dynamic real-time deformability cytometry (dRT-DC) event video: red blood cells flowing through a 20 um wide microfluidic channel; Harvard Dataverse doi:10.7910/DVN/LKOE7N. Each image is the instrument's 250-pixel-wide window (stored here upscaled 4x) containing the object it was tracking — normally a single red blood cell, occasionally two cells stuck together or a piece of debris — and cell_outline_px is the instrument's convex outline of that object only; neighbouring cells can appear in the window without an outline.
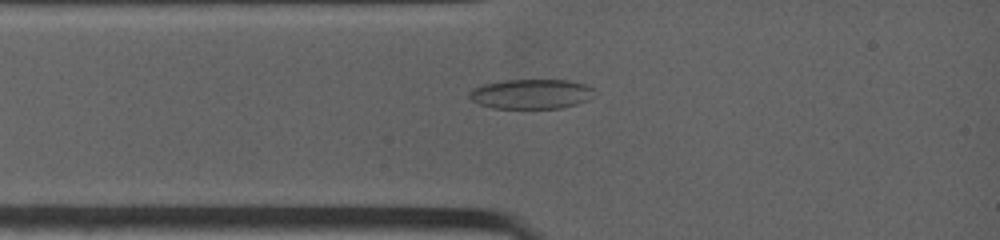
{"species": "common noctule bat (a hibernating species)", "species_latin": "Nyctalus noctula", "temperature_condition": "warm", "stored_images_in_passage": 20, "camera_frame_rate_fps": 4500, "um_per_image_px": 0.085, "animal": {"sex": "female", "body_mass_g": 19.0, "forearm_length_mm": 53.3}, "frame": {"image": 1, "passage_image": 5, "time_ms": 1.778, "image_size_px": [1000, 240], "cell_outline_px": [[592, 88], [588, 100], [576, 104], [560, 108], [492, 108], [480, 104], [472, 100], [468, 96], [468, 92], [472, 88], [484, 84], [504, 80], [568, 80], [584, 84]], "centroid_in_image_um": [45.08, 7.99], "position_along_channel_um": 39.9, "area_um2": 21.44}}
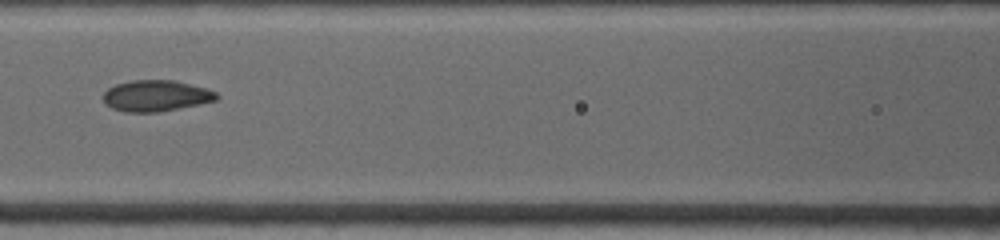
{"frame": {"image": 2, "passage_image": 12, "time_ms": 4.667, "image_size_px": [1000, 240], "cell_outline_px": [[220, 96], [216, 100], [200, 104], [160, 112], [124, 112], [112, 108], [104, 104], [104, 92], [108, 88], [116, 84], [132, 80], [176, 80], [204, 88], [216, 92]], "centroid_in_image_um": [13.25, 8.14], "position_along_channel_um": 153.3, "area_um2": 20.63}}
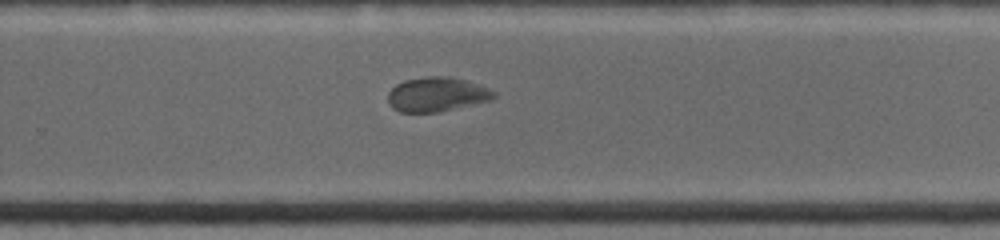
{"frame": {"image": 3, "passage_image": 20, "time_ms": 8.222, "image_size_px": [1000, 240], "cell_outline_px": [[496, 96], [492, 100], [436, 112], [400, 112], [392, 108], [388, 104], [388, 92], [396, 84], [404, 80], [428, 76], [448, 76], [464, 80], [488, 88], [496, 92]], "centroid_in_image_um": [37.1, 8.02], "position_along_channel_um": 292.7, "area_um2": 21.15}}